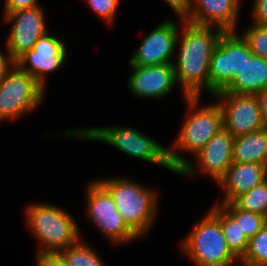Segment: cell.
<instances>
[{"label":"cell","mask_w":267,"mask_h":266,"mask_svg":"<svg viewBox=\"0 0 267 266\" xmlns=\"http://www.w3.org/2000/svg\"><path fill=\"white\" fill-rule=\"evenodd\" d=\"M241 266H267V223L256 233L248 244Z\"/></svg>","instance_id":"obj_24"},{"label":"cell","mask_w":267,"mask_h":266,"mask_svg":"<svg viewBox=\"0 0 267 266\" xmlns=\"http://www.w3.org/2000/svg\"><path fill=\"white\" fill-rule=\"evenodd\" d=\"M109 192L126 225L140 238L151 229L158 208L154 189L127 177L97 179Z\"/></svg>","instance_id":"obj_3"},{"label":"cell","mask_w":267,"mask_h":266,"mask_svg":"<svg viewBox=\"0 0 267 266\" xmlns=\"http://www.w3.org/2000/svg\"><path fill=\"white\" fill-rule=\"evenodd\" d=\"M26 224L40 242L37 253H60L81 237L70 213L47 203L31 204L26 208Z\"/></svg>","instance_id":"obj_5"},{"label":"cell","mask_w":267,"mask_h":266,"mask_svg":"<svg viewBox=\"0 0 267 266\" xmlns=\"http://www.w3.org/2000/svg\"><path fill=\"white\" fill-rule=\"evenodd\" d=\"M178 19L186 20L190 14L193 0H165Z\"/></svg>","instance_id":"obj_28"},{"label":"cell","mask_w":267,"mask_h":266,"mask_svg":"<svg viewBox=\"0 0 267 266\" xmlns=\"http://www.w3.org/2000/svg\"><path fill=\"white\" fill-rule=\"evenodd\" d=\"M180 246L195 266H232L238 262L227 248L219 221L209 211Z\"/></svg>","instance_id":"obj_6"},{"label":"cell","mask_w":267,"mask_h":266,"mask_svg":"<svg viewBox=\"0 0 267 266\" xmlns=\"http://www.w3.org/2000/svg\"><path fill=\"white\" fill-rule=\"evenodd\" d=\"M45 88L15 65L0 81V121L17 119L42 104Z\"/></svg>","instance_id":"obj_7"},{"label":"cell","mask_w":267,"mask_h":266,"mask_svg":"<svg viewBox=\"0 0 267 266\" xmlns=\"http://www.w3.org/2000/svg\"><path fill=\"white\" fill-rule=\"evenodd\" d=\"M185 100L189 114L174 139L172 149L168 148V160L174 173H178L189 162L179 151L195 156L223 128L222 110L218 101L197 108L199 97H186Z\"/></svg>","instance_id":"obj_2"},{"label":"cell","mask_w":267,"mask_h":266,"mask_svg":"<svg viewBox=\"0 0 267 266\" xmlns=\"http://www.w3.org/2000/svg\"><path fill=\"white\" fill-rule=\"evenodd\" d=\"M66 137L100 141L135 159L153 163L174 172L168 160V148L131 127L107 126L67 130Z\"/></svg>","instance_id":"obj_4"},{"label":"cell","mask_w":267,"mask_h":266,"mask_svg":"<svg viewBox=\"0 0 267 266\" xmlns=\"http://www.w3.org/2000/svg\"><path fill=\"white\" fill-rule=\"evenodd\" d=\"M238 208L267 218V179L233 202Z\"/></svg>","instance_id":"obj_23"},{"label":"cell","mask_w":267,"mask_h":266,"mask_svg":"<svg viewBox=\"0 0 267 266\" xmlns=\"http://www.w3.org/2000/svg\"><path fill=\"white\" fill-rule=\"evenodd\" d=\"M36 266H67L60 253H37Z\"/></svg>","instance_id":"obj_29"},{"label":"cell","mask_w":267,"mask_h":266,"mask_svg":"<svg viewBox=\"0 0 267 266\" xmlns=\"http://www.w3.org/2000/svg\"><path fill=\"white\" fill-rule=\"evenodd\" d=\"M241 35L248 42L254 55L267 59V26L253 23Z\"/></svg>","instance_id":"obj_25"},{"label":"cell","mask_w":267,"mask_h":266,"mask_svg":"<svg viewBox=\"0 0 267 266\" xmlns=\"http://www.w3.org/2000/svg\"><path fill=\"white\" fill-rule=\"evenodd\" d=\"M257 98L259 101L263 124L267 127V88L260 91L257 94Z\"/></svg>","instance_id":"obj_32"},{"label":"cell","mask_w":267,"mask_h":266,"mask_svg":"<svg viewBox=\"0 0 267 266\" xmlns=\"http://www.w3.org/2000/svg\"><path fill=\"white\" fill-rule=\"evenodd\" d=\"M16 65L15 60L11 57L10 53L6 49V52H2L0 49V81L9 73V71Z\"/></svg>","instance_id":"obj_31"},{"label":"cell","mask_w":267,"mask_h":266,"mask_svg":"<svg viewBox=\"0 0 267 266\" xmlns=\"http://www.w3.org/2000/svg\"><path fill=\"white\" fill-rule=\"evenodd\" d=\"M239 0H193L186 21L196 25L220 27L235 31L240 10Z\"/></svg>","instance_id":"obj_16"},{"label":"cell","mask_w":267,"mask_h":266,"mask_svg":"<svg viewBox=\"0 0 267 266\" xmlns=\"http://www.w3.org/2000/svg\"><path fill=\"white\" fill-rule=\"evenodd\" d=\"M209 212L219 221L227 248L240 261L248 248L249 240L237 223L220 205L214 204Z\"/></svg>","instance_id":"obj_20"},{"label":"cell","mask_w":267,"mask_h":266,"mask_svg":"<svg viewBox=\"0 0 267 266\" xmlns=\"http://www.w3.org/2000/svg\"><path fill=\"white\" fill-rule=\"evenodd\" d=\"M248 42L236 31H224L213 50L209 65V94L223 91L241 72L247 56H253Z\"/></svg>","instance_id":"obj_8"},{"label":"cell","mask_w":267,"mask_h":266,"mask_svg":"<svg viewBox=\"0 0 267 266\" xmlns=\"http://www.w3.org/2000/svg\"><path fill=\"white\" fill-rule=\"evenodd\" d=\"M233 162L267 165V127L234 138Z\"/></svg>","instance_id":"obj_19"},{"label":"cell","mask_w":267,"mask_h":266,"mask_svg":"<svg viewBox=\"0 0 267 266\" xmlns=\"http://www.w3.org/2000/svg\"><path fill=\"white\" fill-rule=\"evenodd\" d=\"M237 223L241 231L250 240L256 233H258L267 223V218L258 213L242 210L234 203H220L217 202Z\"/></svg>","instance_id":"obj_21"},{"label":"cell","mask_w":267,"mask_h":266,"mask_svg":"<svg viewBox=\"0 0 267 266\" xmlns=\"http://www.w3.org/2000/svg\"><path fill=\"white\" fill-rule=\"evenodd\" d=\"M67 55L64 41L55 35L51 36L48 31L37 40L30 51H26L15 62L46 89L45 76L60 69Z\"/></svg>","instance_id":"obj_11"},{"label":"cell","mask_w":267,"mask_h":266,"mask_svg":"<svg viewBox=\"0 0 267 266\" xmlns=\"http://www.w3.org/2000/svg\"><path fill=\"white\" fill-rule=\"evenodd\" d=\"M44 15L42 7L36 6L3 16L6 21L13 22L5 48L15 61L30 51L37 40L48 32Z\"/></svg>","instance_id":"obj_13"},{"label":"cell","mask_w":267,"mask_h":266,"mask_svg":"<svg viewBox=\"0 0 267 266\" xmlns=\"http://www.w3.org/2000/svg\"><path fill=\"white\" fill-rule=\"evenodd\" d=\"M267 88V59L247 56L245 66L232 82L220 92L257 95Z\"/></svg>","instance_id":"obj_18"},{"label":"cell","mask_w":267,"mask_h":266,"mask_svg":"<svg viewBox=\"0 0 267 266\" xmlns=\"http://www.w3.org/2000/svg\"><path fill=\"white\" fill-rule=\"evenodd\" d=\"M37 1L38 0H5L4 15L40 6Z\"/></svg>","instance_id":"obj_30"},{"label":"cell","mask_w":267,"mask_h":266,"mask_svg":"<svg viewBox=\"0 0 267 266\" xmlns=\"http://www.w3.org/2000/svg\"><path fill=\"white\" fill-rule=\"evenodd\" d=\"M252 21L259 26H267V0H254Z\"/></svg>","instance_id":"obj_27"},{"label":"cell","mask_w":267,"mask_h":266,"mask_svg":"<svg viewBox=\"0 0 267 266\" xmlns=\"http://www.w3.org/2000/svg\"><path fill=\"white\" fill-rule=\"evenodd\" d=\"M67 266H105L94 248L86 245L82 237L72 246L60 252Z\"/></svg>","instance_id":"obj_22"},{"label":"cell","mask_w":267,"mask_h":266,"mask_svg":"<svg viewBox=\"0 0 267 266\" xmlns=\"http://www.w3.org/2000/svg\"><path fill=\"white\" fill-rule=\"evenodd\" d=\"M131 67L127 87L140 99H163L177 85L172 63Z\"/></svg>","instance_id":"obj_15"},{"label":"cell","mask_w":267,"mask_h":266,"mask_svg":"<svg viewBox=\"0 0 267 266\" xmlns=\"http://www.w3.org/2000/svg\"><path fill=\"white\" fill-rule=\"evenodd\" d=\"M86 189L87 216L112 244L123 245L139 238L123 221L111 195L97 180Z\"/></svg>","instance_id":"obj_9"},{"label":"cell","mask_w":267,"mask_h":266,"mask_svg":"<svg viewBox=\"0 0 267 266\" xmlns=\"http://www.w3.org/2000/svg\"><path fill=\"white\" fill-rule=\"evenodd\" d=\"M267 179V165L233 162L225 176L217 183L224 188L225 198L221 203H233L256 185Z\"/></svg>","instance_id":"obj_17"},{"label":"cell","mask_w":267,"mask_h":266,"mask_svg":"<svg viewBox=\"0 0 267 266\" xmlns=\"http://www.w3.org/2000/svg\"><path fill=\"white\" fill-rule=\"evenodd\" d=\"M85 3L108 24L112 23L115 15H117L119 0H85Z\"/></svg>","instance_id":"obj_26"},{"label":"cell","mask_w":267,"mask_h":266,"mask_svg":"<svg viewBox=\"0 0 267 266\" xmlns=\"http://www.w3.org/2000/svg\"><path fill=\"white\" fill-rule=\"evenodd\" d=\"M180 25L173 20L160 23L139 44L131 57V66H150L173 63L172 55L176 50V41Z\"/></svg>","instance_id":"obj_14"},{"label":"cell","mask_w":267,"mask_h":266,"mask_svg":"<svg viewBox=\"0 0 267 266\" xmlns=\"http://www.w3.org/2000/svg\"><path fill=\"white\" fill-rule=\"evenodd\" d=\"M179 20L184 29L180 30L176 41L179 54L174 60L177 64L172 63L176 81L182 87L184 98L200 97L203 89L209 93L210 59L224 30Z\"/></svg>","instance_id":"obj_1"},{"label":"cell","mask_w":267,"mask_h":266,"mask_svg":"<svg viewBox=\"0 0 267 266\" xmlns=\"http://www.w3.org/2000/svg\"><path fill=\"white\" fill-rule=\"evenodd\" d=\"M213 96L221 100L223 128L234 138L265 128L257 95L217 92Z\"/></svg>","instance_id":"obj_10"},{"label":"cell","mask_w":267,"mask_h":266,"mask_svg":"<svg viewBox=\"0 0 267 266\" xmlns=\"http://www.w3.org/2000/svg\"><path fill=\"white\" fill-rule=\"evenodd\" d=\"M233 142L234 137L222 128L194 156L197 166L188 162L177 174L192 176L200 172L209 175L218 183L233 163Z\"/></svg>","instance_id":"obj_12"}]
</instances>
